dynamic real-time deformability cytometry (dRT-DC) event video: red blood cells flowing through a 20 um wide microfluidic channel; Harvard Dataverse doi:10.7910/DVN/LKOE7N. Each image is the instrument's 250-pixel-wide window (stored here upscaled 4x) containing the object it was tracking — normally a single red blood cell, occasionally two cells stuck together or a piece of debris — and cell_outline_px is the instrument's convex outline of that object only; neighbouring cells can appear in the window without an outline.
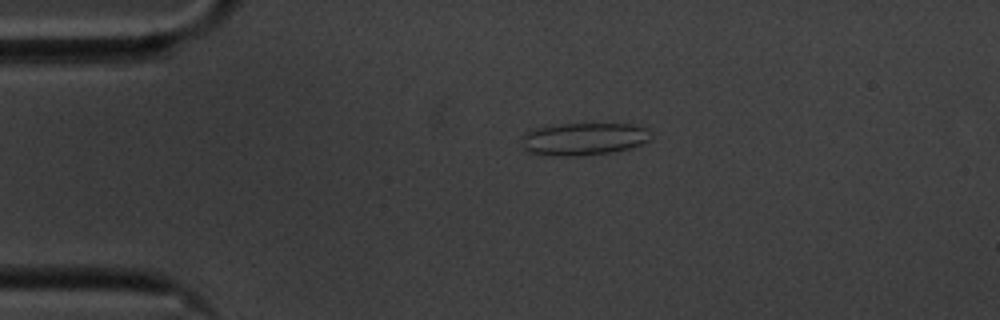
{"species": "common noctule bat (a hibernating species)", "species_latin": "Nyctalus noctula", "temperature_condition": "cold", "stored_images_in_passage": 46, "camera_frame_rate_fps": 3000, "um_per_image_px": 0.085, "animal": {"sex": "male", "body_mass_g": 20.1, "forearm_length_mm": 53.5}, "frame": {"image": 1, "passage_image": 1, "time_ms": 0.0, "image_size_px": [1000, 320], "cell_outline_px": [[652, 140], [628, 148], [612, 152], [572, 156], [560, 156], [528, 152], [524, 148], [520, 140], [528, 132], [536, 128], [564, 124], [632, 124], [648, 128], [652, 132]], "centroid_in_image_um": [49.68, 11.8], "position_along_channel_um": 35.3, "area_um2": 24.33}}
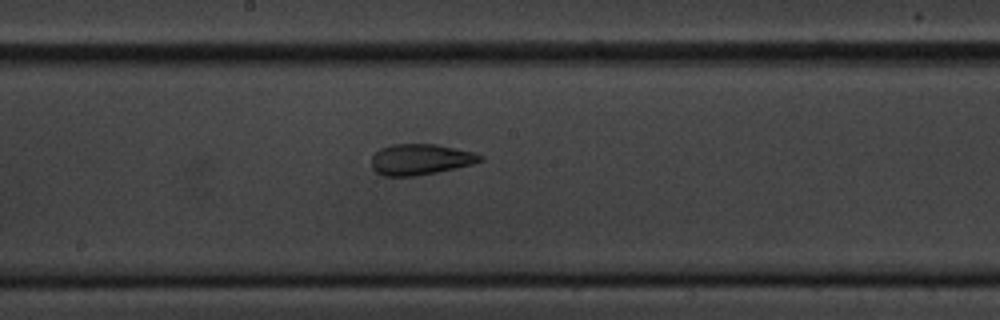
{"frame": {"image": 2, "passage_image": 19, "time_ms": 6.0, "image_size_px": [1000, 320], "cell_outline_px": [[484, 160], [472, 164], [436, 172], [412, 176], [384, 176], [376, 172], [372, 168], [372, 156], [380, 148], [392, 144], [436, 144], [476, 152], [484, 156]], "centroid_in_image_um": [35.75, 13.54], "position_along_channel_um": 212.4, "area_um2": 19.59}}
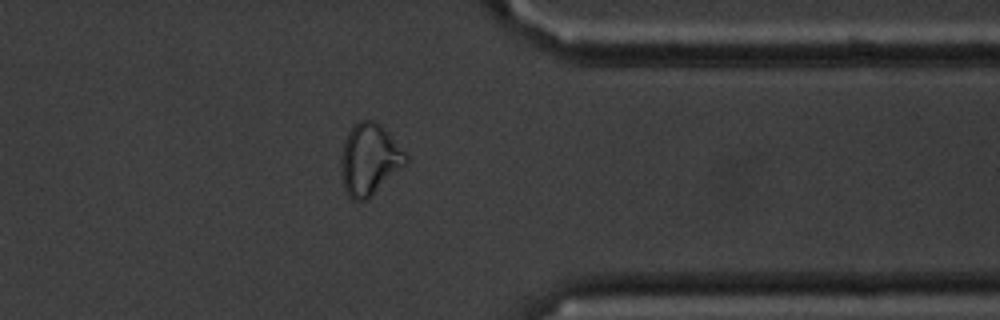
{"frame": {"image": 3, "passage_image": 34, "time_ms": 11.0, "image_size_px": [1000, 320], "cell_outline_px": [[408, 164], [364, 200], [352, 200], [348, 196], [344, 188], [340, 172], [340, 156], [344, 140], [348, 132], [360, 120], [372, 120], [380, 124], [388, 132], [408, 156]], "centroid_in_image_um": [31.39, 13.54], "position_along_channel_um": 380.0, "area_um2": 26.88}, "authors_computed_cell_mechanics": {"area_um2": 20.9236, "velocity_mm_per_s": 3.5209, "shape_relaxation_time_tau1_ms": null, "shape_relaxation_time_tau2_ms": 1.759, "deformation_change_tau1": null, "deformation_change_tau2": 0.1015}}